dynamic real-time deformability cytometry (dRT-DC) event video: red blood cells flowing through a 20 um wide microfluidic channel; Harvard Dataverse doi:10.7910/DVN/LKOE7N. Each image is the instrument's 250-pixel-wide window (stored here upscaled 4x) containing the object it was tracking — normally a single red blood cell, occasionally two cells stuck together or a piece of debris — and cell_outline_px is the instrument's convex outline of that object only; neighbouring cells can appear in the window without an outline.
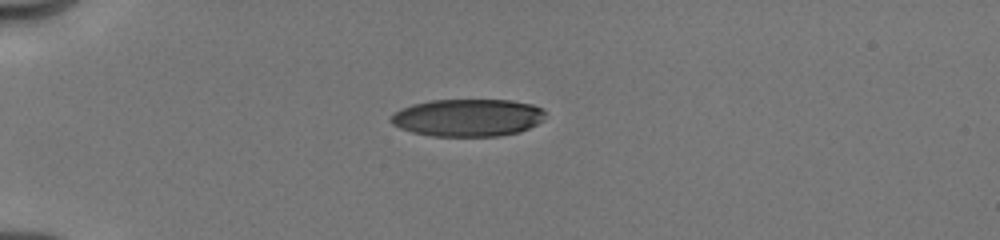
{"species": "human", "species_latin": "Homo sapiens", "temperature_condition": "cold", "stored_images_in_passage": 25, "camera_frame_rate_fps": 3000, "um_per_image_px": 0.085, "donor": {"sex": "male"}, "frame": {"image": 1, "passage_image": 1, "time_ms": 0.0, "image_size_px": [1000, 240], "cell_outline_px": [[544, 120], [520, 132], [500, 136], [432, 136], [412, 132], [400, 128], [392, 124], [388, 120], [388, 116], [400, 108], [412, 104], [432, 100], [512, 100], [532, 104], [544, 108]], "centroid_in_image_um": [39.74, 10.0], "position_along_channel_um": 45.3, "area_um2": 34.1}}
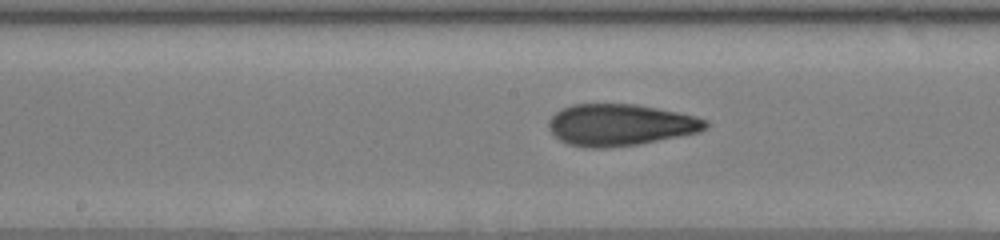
{"frame": {"image": 2, "passage_image": 11, "time_ms": 4.667, "image_size_px": [1000, 240], "cell_outline_px": [[708, 128], [700, 132], [640, 144], [604, 148], [588, 148], [568, 144], [560, 140], [548, 128], [548, 120], [560, 108], [572, 104], [636, 104], [696, 116], [708, 120]], "centroid_in_image_um": [52.72, 10.61], "position_along_channel_um": 195.5, "area_um2": 38.26}}
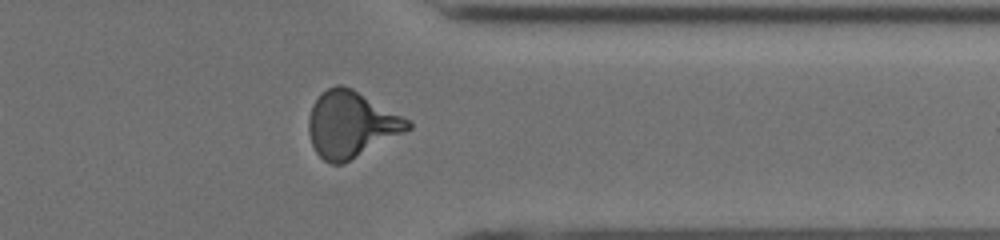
{"frame": {"image": 3, "passage_image": 21, "time_ms": 9.333, "image_size_px": [1000, 240], "cell_outline_px": [[412, 128], [344, 164], [332, 164], [324, 160], [316, 152], [312, 144], [308, 132], [308, 120], [312, 104], [320, 92], [336, 84], [340, 84], [352, 88], [408, 120], [412, 124]], "centroid_in_image_um": [29.8, 10.58], "position_along_channel_um": 381.6, "area_um2": 38.03}, "authors_computed_cell_mechanics": {"area_um2": 37.281, "velocity_mm_per_s": 4.0427, "shape_relaxation_time_tau1_ms": 4.3253, "shape_relaxation_time_tau2_ms": 1.5361, "deformation_change_tau1": 0.184, "deformation_change_tau2": 0.0868}}